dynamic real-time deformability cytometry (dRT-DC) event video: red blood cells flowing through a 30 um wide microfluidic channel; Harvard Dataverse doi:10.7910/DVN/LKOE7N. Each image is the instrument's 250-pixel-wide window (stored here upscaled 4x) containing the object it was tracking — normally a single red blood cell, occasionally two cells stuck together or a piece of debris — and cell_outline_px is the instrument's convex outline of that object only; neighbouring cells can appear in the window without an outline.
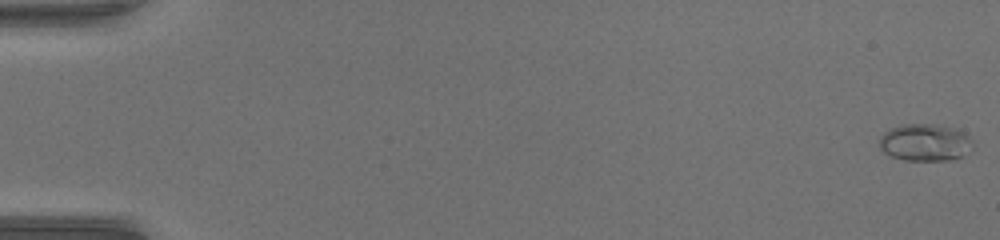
{"species": "common noctule bat (a hibernating species)", "species_latin": "Nyctalus noctula", "temperature_condition": "warm", "stored_images_in_passage": 52, "camera_frame_rate_fps": 3000, "um_per_image_px": 0.085, "animal": {"sex": "female", "body_mass_g": 17.0, "forearm_length_mm": 48.0}, "frame": {"image": 1, "passage_image": 1, "time_ms": 0.0, "image_size_px": [1000, 240], "cell_outline_px": [[972, 148], [964, 156], [952, 160], [904, 160], [892, 156], [884, 152], [880, 148], [880, 136], [884, 132], [892, 128], [904, 124], [936, 124], [956, 128], [964, 132], [972, 140]], "centroid_in_image_um": [78.66, 12.11], "position_along_channel_um": 6.3, "area_um2": 20.35}}
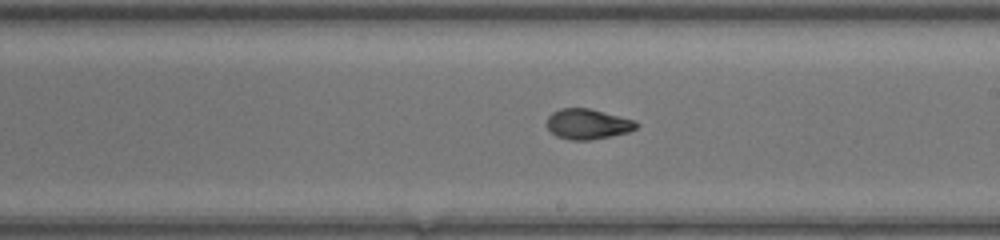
{"frame": {"image": 2, "passage_image": 31, "time_ms": 10.0, "image_size_px": [1000, 240], "cell_outline_px": [[640, 124], [636, 128], [628, 132], [588, 140], [572, 140], [556, 136], [548, 128], [548, 116], [552, 112], [560, 108], [588, 108], [636, 120]], "centroid_in_image_um": [49.97, 10.53], "position_along_channel_um": 239.0, "area_um2": 15.66}}
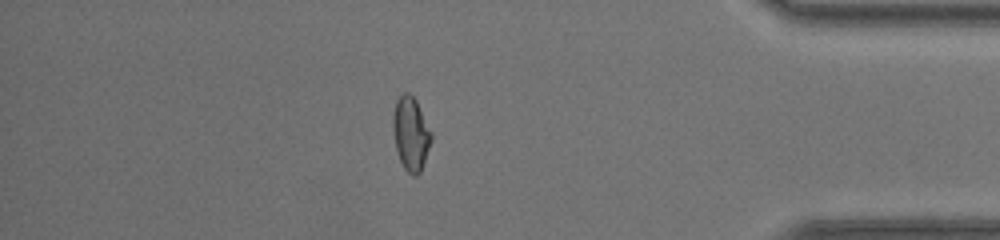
{"frame": {"image": 3, "passage_image": 45, "time_ms": 14.667, "image_size_px": [1000, 240], "cell_outline_px": [[432, 140], [420, 172], [416, 176], [412, 176], [404, 168], [400, 160], [396, 148], [392, 128], [392, 116], [396, 100], [404, 92], [408, 92], [416, 100], [432, 132]], "centroid_in_image_um": [34.91, 11.35], "position_along_channel_um": 400.3, "area_um2": 16.47}, "authors_computed_cell_mechanics": {"area_um2": 16.0684, "velocity_mm_per_s": 4.1584, "shape_relaxation_time_tau1_ms": 5.4232, "shape_relaxation_time_tau2_ms": 1.1362, "deformation_change_tau1": 0.2044, "deformation_change_tau2": 0.0652}}